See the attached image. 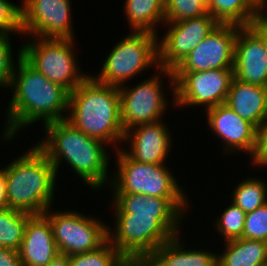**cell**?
I'll list each match as a JSON object with an SVG mask.
<instances>
[{"label":"cell","instance_id":"cell-33","mask_svg":"<svg viewBox=\"0 0 267 266\" xmlns=\"http://www.w3.org/2000/svg\"><path fill=\"white\" fill-rule=\"evenodd\" d=\"M0 266H23L19 251L0 247Z\"/></svg>","mask_w":267,"mask_h":266},{"label":"cell","instance_id":"cell-6","mask_svg":"<svg viewBox=\"0 0 267 266\" xmlns=\"http://www.w3.org/2000/svg\"><path fill=\"white\" fill-rule=\"evenodd\" d=\"M158 37L150 32L131 31L109 51L99 74L92 77L98 83L119 88L148 67L155 66L157 70Z\"/></svg>","mask_w":267,"mask_h":266},{"label":"cell","instance_id":"cell-9","mask_svg":"<svg viewBox=\"0 0 267 266\" xmlns=\"http://www.w3.org/2000/svg\"><path fill=\"white\" fill-rule=\"evenodd\" d=\"M159 75L147 77L146 80L131 87L121 86L120 93L121 122L124 131L137 125L153 123L162 120L168 106L164 92L163 78H168L172 90L173 104H175V79L169 69L158 68ZM161 78V79H160ZM163 86V87H162ZM128 87V88H127Z\"/></svg>","mask_w":267,"mask_h":266},{"label":"cell","instance_id":"cell-13","mask_svg":"<svg viewBox=\"0 0 267 266\" xmlns=\"http://www.w3.org/2000/svg\"><path fill=\"white\" fill-rule=\"evenodd\" d=\"M21 6L23 35L75 39L71 0H23Z\"/></svg>","mask_w":267,"mask_h":266},{"label":"cell","instance_id":"cell-2","mask_svg":"<svg viewBox=\"0 0 267 266\" xmlns=\"http://www.w3.org/2000/svg\"><path fill=\"white\" fill-rule=\"evenodd\" d=\"M17 56L10 86L12 97L7 105L2 137L6 142L15 139L17 132L36 121L45 125L66 119L68 113L70 92L33 68L22 57V46Z\"/></svg>","mask_w":267,"mask_h":266},{"label":"cell","instance_id":"cell-18","mask_svg":"<svg viewBox=\"0 0 267 266\" xmlns=\"http://www.w3.org/2000/svg\"><path fill=\"white\" fill-rule=\"evenodd\" d=\"M19 254L23 266H47L59 255L51 223L44 214L28 219Z\"/></svg>","mask_w":267,"mask_h":266},{"label":"cell","instance_id":"cell-31","mask_svg":"<svg viewBox=\"0 0 267 266\" xmlns=\"http://www.w3.org/2000/svg\"><path fill=\"white\" fill-rule=\"evenodd\" d=\"M10 36H0V87L10 89L15 63ZM10 40V41H9Z\"/></svg>","mask_w":267,"mask_h":266},{"label":"cell","instance_id":"cell-37","mask_svg":"<svg viewBox=\"0 0 267 266\" xmlns=\"http://www.w3.org/2000/svg\"><path fill=\"white\" fill-rule=\"evenodd\" d=\"M123 266H149L142 258L125 259Z\"/></svg>","mask_w":267,"mask_h":266},{"label":"cell","instance_id":"cell-12","mask_svg":"<svg viewBox=\"0 0 267 266\" xmlns=\"http://www.w3.org/2000/svg\"><path fill=\"white\" fill-rule=\"evenodd\" d=\"M218 24L219 22L209 13L196 18L164 23L168 29L162 38L158 37V67L173 71Z\"/></svg>","mask_w":267,"mask_h":266},{"label":"cell","instance_id":"cell-3","mask_svg":"<svg viewBox=\"0 0 267 266\" xmlns=\"http://www.w3.org/2000/svg\"><path fill=\"white\" fill-rule=\"evenodd\" d=\"M43 140L35 145L54 165L58 175L61 162H67L83 182L94 190L101 189L108 177L109 155L104 142L89 137L66 119L46 123ZM45 137V138H44Z\"/></svg>","mask_w":267,"mask_h":266},{"label":"cell","instance_id":"cell-21","mask_svg":"<svg viewBox=\"0 0 267 266\" xmlns=\"http://www.w3.org/2000/svg\"><path fill=\"white\" fill-rule=\"evenodd\" d=\"M226 249L217 255V266H266L267 242L238 238L224 243Z\"/></svg>","mask_w":267,"mask_h":266},{"label":"cell","instance_id":"cell-15","mask_svg":"<svg viewBox=\"0 0 267 266\" xmlns=\"http://www.w3.org/2000/svg\"><path fill=\"white\" fill-rule=\"evenodd\" d=\"M205 111L208 126L219 139H222V148L226 155L238 150L248 153L251 158L254 156L258 129L252 123L241 118L225 103Z\"/></svg>","mask_w":267,"mask_h":266},{"label":"cell","instance_id":"cell-29","mask_svg":"<svg viewBox=\"0 0 267 266\" xmlns=\"http://www.w3.org/2000/svg\"><path fill=\"white\" fill-rule=\"evenodd\" d=\"M12 33L23 34L22 6L0 0V36H10Z\"/></svg>","mask_w":267,"mask_h":266},{"label":"cell","instance_id":"cell-4","mask_svg":"<svg viewBox=\"0 0 267 266\" xmlns=\"http://www.w3.org/2000/svg\"><path fill=\"white\" fill-rule=\"evenodd\" d=\"M66 120L89 137L112 144L115 150L120 147L117 144H123L118 87L98 83L91 74L70 92Z\"/></svg>","mask_w":267,"mask_h":266},{"label":"cell","instance_id":"cell-30","mask_svg":"<svg viewBox=\"0 0 267 266\" xmlns=\"http://www.w3.org/2000/svg\"><path fill=\"white\" fill-rule=\"evenodd\" d=\"M242 238L267 242V203L246 213Z\"/></svg>","mask_w":267,"mask_h":266},{"label":"cell","instance_id":"cell-24","mask_svg":"<svg viewBox=\"0 0 267 266\" xmlns=\"http://www.w3.org/2000/svg\"><path fill=\"white\" fill-rule=\"evenodd\" d=\"M32 214L12 209H0V247L19 251L28 219Z\"/></svg>","mask_w":267,"mask_h":266},{"label":"cell","instance_id":"cell-26","mask_svg":"<svg viewBox=\"0 0 267 266\" xmlns=\"http://www.w3.org/2000/svg\"><path fill=\"white\" fill-rule=\"evenodd\" d=\"M125 259L108 240L94 251L69 256L70 266H123Z\"/></svg>","mask_w":267,"mask_h":266},{"label":"cell","instance_id":"cell-8","mask_svg":"<svg viewBox=\"0 0 267 266\" xmlns=\"http://www.w3.org/2000/svg\"><path fill=\"white\" fill-rule=\"evenodd\" d=\"M33 38L22 45V57L49 81L72 92L89 76L80 72L75 39Z\"/></svg>","mask_w":267,"mask_h":266},{"label":"cell","instance_id":"cell-36","mask_svg":"<svg viewBox=\"0 0 267 266\" xmlns=\"http://www.w3.org/2000/svg\"><path fill=\"white\" fill-rule=\"evenodd\" d=\"M47 266H70L69 256L59 254Z\"/></svg>","mask_w":267,"mask_h":266},{"label":"cell","instance_id":"cell-16","mask_svg":"<svg viewBox=\"0 0 267 266\" xmlns=\"http://www.w3.org/2000/svg\"><path fill=\"white\" fill-rule=\"evenodd\" d=\"M164 123L159 120L128 129L124 133L123 143H130L129 148L122 150L140 163L166 164V158L172 148V135Z\"/></svg>","mask_w":267,"mask_h":266},{"label":"cell","instance_id":"cell-25","mask_svg":"<svg viewBox=\"0 0 267 266\" xmlns=\"http://www.w3.org/2000/svg\"><path fill=\"white\" fill-rule=\"evenodd\" d=\"M231 200L245 213L252 212L267 203V183L259 177L243 179L233 190Z\"/></svg>","mask_w":267,"mask_h":266},{"label":"cell","instance_id":"cell-22","mask_svg":"<svg viewBox=\"0 0 267 266\" xmlns=\"http://www.w3.org/2000/svg\"><path fill=\"white\" fill-rule=\"evenodd\" d=\"M123 8L131 31L159 35L158 23H165V0H125Z\"/></svg>","mask_w":267,"mask_h":266},{"label":"cell","instance_id":"cell-14","mask_svg":"<svg viewBox=\"0 0 267 266\" xmlns=\"http://www.w3.org/2000/svg\"><path fill=\"white\" fill-rule=\"evenodd\" d=\"M236 24H218L172 72H201L213 69H233Z\"/></svg>","mask_w":267,"mask_h":266},{"label":"cell","instance_id":"cell-11","mask_svg":"<svg viewBox=\"0 0 267 266\" xmlns=\"http://www.w3.org/2000/svg\"><path fill=\"white\" fill-rule=\"evenodd\" d=\"M175 105L203 106L208 110L226 101L233 69H213L201 72H173Z\"/></svg>","mask_w":267,"mask_h":266},{"label":"cell","instance_id":"cell-7","mask_svg":"<svg viewBox=\"0 0 267 266\" xmlns=\"http://www.w3.org/2000/svg\"><path fill=\"white\" fill-rule=\"evenodd\" d=\"M117 171L109 189L112 194H141L160 198H188L166 164H145L133 160L121 147L116 150Z\"/></svg>","mask_w":267,"mask_h":266},{"label":"cell","instance_id":"cell-10","mask_svg":"<svg viewBox=\"0 0 267 266\" xmlns=\"http://www.w3.org/2000/svg\"><path fill=\"white\" fill-rule=\"evenodd\" d=\"M44 215L51 223L59 254L72 256L91 252L108 240L107 224L91 215L73 210L54 212L51 207Z\"/></svg>","mask_w":267,"mask_h":266},{"label":"cell","instance_id":"cell-40","mask_svg":"<svg viewBox=\"0 0 267 266\" xmlns=\"http://www.w3.org/2000/svg\"><path fill=\"white\" fill-rule=\"evenodd\" d=\"M263 13L267 16V8L263 11Z\"/></svg>","mask_w":267,"mask_h":266},{"label":"cell","instance_id":"cell-35","mask_svg":"<svg viewBox=\"0 0 267 266\" xmlns=\"http://www.w3.org/2000/svg\"><path fill=\"white\" fill-rule=\"evenodd\" d=\"M4 208H7L5 167L0 169V209Z\"/></svg>","mask_w":267,"mask_h":266},{"label":"cell","instance_id":"cell-28","mask_svg":"<svg viewBox=\"0 0 267 266\" xmlns=\"http://www.w3.org/2000/svg\"><path fill=\"white\" fill-rule=\"evenodd\" d=\"M207 13L206 0H165V23L196 18Z\"/></svg>","mask_w":267,"mask_h":266},{"label":"cell","instance_id":"cell-20","mask_svg":"<svg viewBox=\"0 0 267 266\" xmlns=\"http://www.w3.org/2000/svg\"><path fill=\"white\" fill-rule=\"evenodd\" d=\"M181 242V235L174 236L161 245L152 256L162 266H217V255L210 250H192ZM208 250V251H207Z\"/></svg>","mask_w":267,"mask_h":266},{"label":"cell","instance_id":"cell-34","mask_svg":"<svg viewBox=\"0 0 267 266\" xmlns=\"http://www.w3.org/2000/svg\"><path fill=\"white\" fill-rule=\"evenodd\" d=\"M249 26L262 38L267 51V16L262 13Z\"/></svg>","mask_w":267,"mask_h":266},{"label":"cell","instance_id":"cell-17","mask_svg":"<svg viewBox=\"0 0 267 266\" xmlns=\"http://www.w3.org/2000/svg\"><path fill=\"white\" fill-rule=\"evenodd\" d=\"M233 73L242 82L267 87V51L262 38L250 26L238 30Z\"/></svg>","mask_w":267,"mask_h":266},{"label":"cell","instance_id":"cell-1","mask_svg":"<svg viewBox=\"0 0 267 266\" xmlns=\"http://www.w3.org/2000/svg\"><path fill=\"white\" fill-rule=\"evenodd\" d=\"M112 195L115 222L113 231L108 225V241L126 259L150 256L180 234L190 205L187 198Z\"/></svg>","mask_w":267,"mask_h":266},{"label":"cell","instance_id":"cell-19","mask_svg":"<svg viewBox=\"0 0 267 266\" xmlns=\"http://www.w3.org/2000/svg\"><path fill=\"white\" fill-rule=\"evenodd\" d=\"M225 104L258 130L267 121V87L233 77Z\"/></svg>","mask_w":267,"mask_h":266},{"label":"cell","instance_id":"cell-38","mask_svg":"<svg viewBox=\"0 0 267 266\" xmlns=\"http://www.w3.org/2000/svg\"><path fill=\"white\" fill-rule=\"evenodd\" d=\"M149 266H162L152 255L142 258Z\"/></svg>","mask_w":267,"mask_h":266},{"label":"cell","instance_id":"cell-32","mask_svg":"<svg viewBox=\"0 0 267 266\" xmlns=\"http://www.w3.org/2000/svg\"><path fill=\"white\" fill-rule=\"evenodd\" d=\"M251 163L255 167L267 166V121L258 130L257 149L254 156L251 158Z\"/></svg>","mask_w":267,"mask_h":266},{"label":"cell","instance_id":"cell-39","mask_svg":"<svg viewBox=\"0 0 267 266\" xmlns=\"http://www.w3.org/2000/svg\"><path fill=\"white\" fill-rule=\"evenodd\" d=\"M262 11L267 8V0H252Z\"/></svg>","mask_w":267,"mask_h":266},{"label":"cell","instance_id":"cell-5","mask_svg":"<svg viewBox=\"0 0 267 266\" xmlns=\"http://www.w3.org/2000/svg\"><path fill=\"white\" fill-rule=\"evenodd\" d=\"M29 149L5 166L7 207L42 215L54 205L57 174L36 145Z\"/></svg>","mask_w":267,"mask_h":266},{"label":"cell","instance_id":"cell-27","mask_svg":"<svg viewBox=\"0 0 267 266\" xmlns=\"http://www.w3.org/2000/svg\"><path fill=\"white\" fill-rule=\"evenodd\" d=\"M246 213L234 203L224 209V212L220 214L216 219L214 229L223 236V240L229 241L238 238H242L244 225H245Z\"/></svg>","mask_w":267,"mask_h":266},{"label":"cell","instance_id":"cell-23","mask_svg":"<svg viewBox=\"0 0 267 266\" xmlns=\"http://www.w3.org/2000/svg\"><path fill=\"white\" fill-rule=\"evenodd\" d=\"M208 13L220 24L249 26L263 11L252 0H206Z\"/></svg>","mask_w":267,"mask_h":266}]
</instances>
